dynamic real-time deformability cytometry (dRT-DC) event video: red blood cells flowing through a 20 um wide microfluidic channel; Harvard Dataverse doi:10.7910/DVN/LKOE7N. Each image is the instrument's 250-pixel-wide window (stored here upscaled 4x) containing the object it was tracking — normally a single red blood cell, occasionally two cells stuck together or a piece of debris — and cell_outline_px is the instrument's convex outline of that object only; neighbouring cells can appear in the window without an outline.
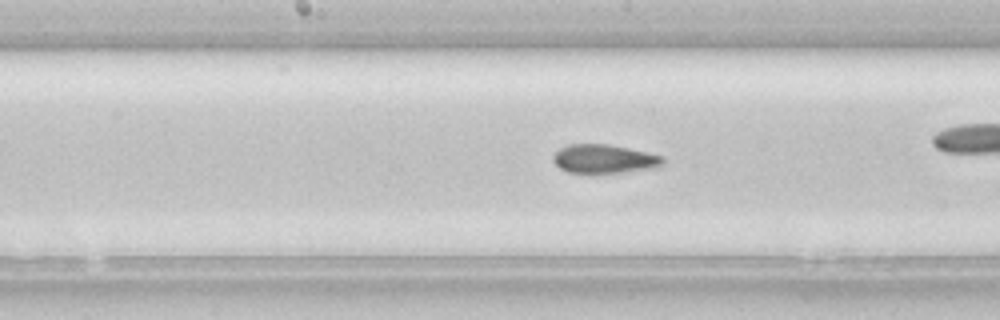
{"species": "common noctule bat (a hibernating species)", "species_latin": "Nyctalus noctula", "temperature_condition": "room temperature", "stored_images_in_passage": 45, "camera_frame_rate_fps": 3000, "um_per_image_px": 0.085, "animal": {"sex": "female", "body_mass_g": 22.7, "forearm_length_mm": 54.2}, "frame": {"image": 1, "passage_image": 20, "time_ms": 6.333, "image_size_px": [1000, 320], "cell_outline_px": [[664, 164], [656, 168], [620, 172], [568, 172], [560, 168], [552, 160], [552, 156], [560, 148], [568, 144], [608, 144], [648, 152], [664, 156]], "centroid_in_image_um": [51.38, 13.49], "position_along_channel_um": 196.8, "area_um2": 18.32}, "authors_computed_cell_mechanics": {"area_um2": 18.8428, "velocity_mm_per_s": 4.1443, "shape_relaxation_time_tau1_ms": null, "shape_relaxation_time_tau2_ms": 9.1659, "deformation_change_tau1": null, "deformation_change_tau2": 0.116}}